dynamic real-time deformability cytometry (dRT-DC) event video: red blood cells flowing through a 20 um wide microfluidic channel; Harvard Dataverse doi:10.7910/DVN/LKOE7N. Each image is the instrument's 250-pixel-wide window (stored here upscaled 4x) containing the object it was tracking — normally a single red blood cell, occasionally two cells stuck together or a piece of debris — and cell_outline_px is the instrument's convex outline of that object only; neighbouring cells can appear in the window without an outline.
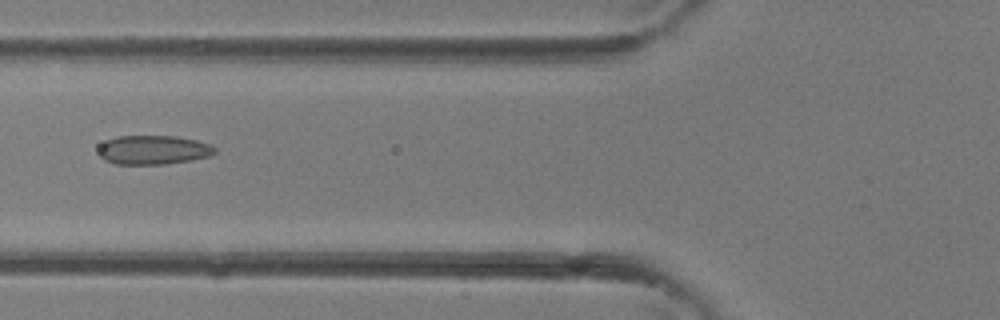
{"species": "common noctule bat (a hibernating species)", "species_latin": "Nyctalus noctula", "temperature_condition": "room temperature", "stored_images_in_passage": 5, "camera_frame_rate_fps": 3000, "um_per_image_px": 0.085, "animal": {"sex": "female"}, "frame": {"image": 1, "passage_image": 5, "time_ms": 1.333, "image_size_px": [1000, 320], "cell_outline_px": [[216, 152], [208, 156], [192, 160], [164, 164], [116, 164], [104, 160], [96, 152], [100, 144], [116, 136], [176, 136], [196, 140], [208, 144], [216, 148]], "centroid_in_image_um": [12.99, 12.74], "position_along_channel_um": 112.8, "area_um2": 19.77}}